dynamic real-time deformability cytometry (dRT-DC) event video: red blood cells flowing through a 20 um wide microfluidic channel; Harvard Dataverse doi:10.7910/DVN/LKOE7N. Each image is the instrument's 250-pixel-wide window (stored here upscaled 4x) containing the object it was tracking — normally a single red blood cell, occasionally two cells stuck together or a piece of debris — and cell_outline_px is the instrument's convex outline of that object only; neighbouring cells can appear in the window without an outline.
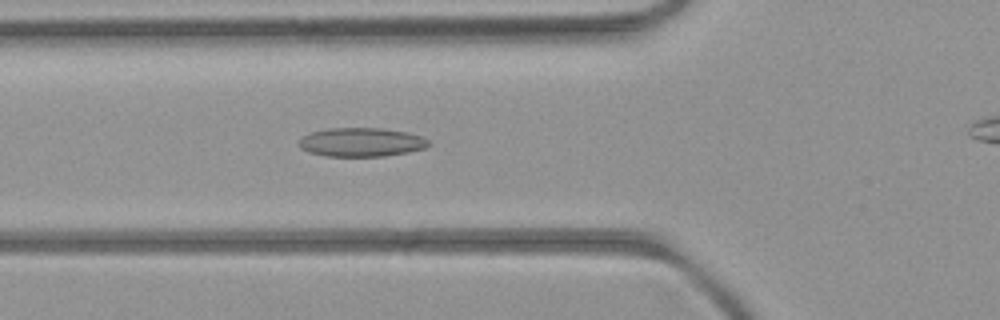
{"species": "common noctule bat (a hibernating species)", "species_latin": "Nyctalus noctula", "temperature_condition": "room temperature", "stored_images_in_passage": 14, "camera_frame_rate_fps": 3000, "um_per_image_px": 0.085, "animal": {"sex": "female", "body_mass_g": 21.9}, "frame": {"image": 1, "passage_image": 7, "time_ms": 2.0, "image_size_px": [1000, 320], "cell_outline_px": [[432, 144], [424, 148], [408, 152], [384, 156], [324, 156], [308, 152], [300, 148], [296, 144], [308, 132], [328, 128], [380, 128], [408, 132], [424, 136]], "centroid_in_image_um": [30.71, 12.08], "position_along_channel_um": 95.1, "area_um2": 22.08}}
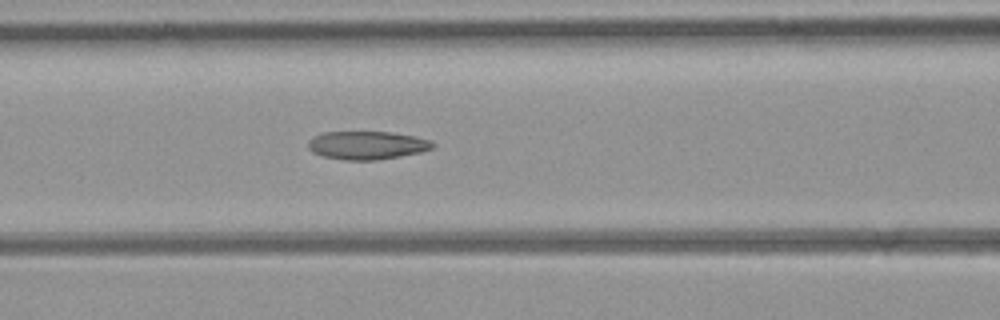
{"frame": {"image": 2, "passage_image": 10, "time_ms": 3.0, "image_size_px": [1000, 320], "cell_outline_px": [[436, 144], [432, 148], [420, 152], [400, 156], [376, 160], [344, 160], [324, 156], [312, 152], [308, 148], [308, 140], [312, 136], [324, 132], [392, 132], [416, 136], [432, 140]], "centroid_in_image_um": [31.2, 12.34], "position_along_channel_um": 135.4, "area_um2": 20.63}}